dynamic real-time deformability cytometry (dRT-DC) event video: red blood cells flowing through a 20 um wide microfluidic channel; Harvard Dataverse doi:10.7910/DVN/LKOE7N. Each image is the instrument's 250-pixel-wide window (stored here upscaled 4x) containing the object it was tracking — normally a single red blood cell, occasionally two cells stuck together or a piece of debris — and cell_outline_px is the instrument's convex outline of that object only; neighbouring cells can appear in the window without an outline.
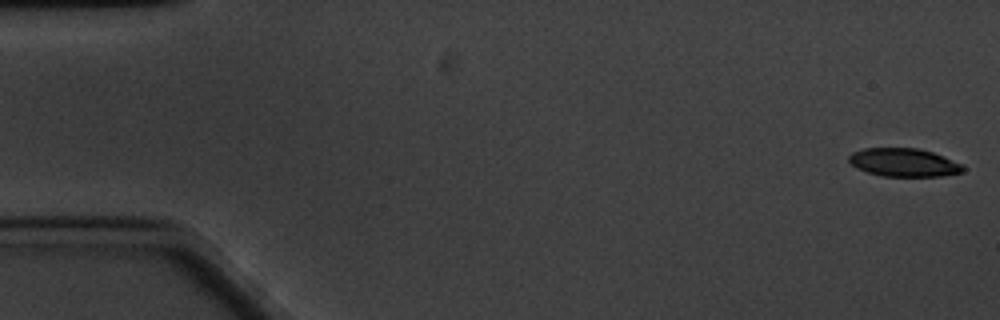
{"species": "common noctule bat (a hibernating species)", "species_latin": "Nyctalus noctula", "temperature_condition": "cold", "stored_images_in_passage": 61, "camera_frame_rate_fps": 3000, "um_per_image_px": 0.085, "animal": {"sex": "male", "body_mass_g": 20.1, "forearm_length_mm": 53.5}, "frame": {"image": 1, "passage_image": 1, "time_ms": 0.0, "image_size_px": [1000, 320], "cell_outline_px": [[968, 168], [964, 172], [940, 176], [880, 176], [856, 168], [848, 160], [848, 156], [852, 152], [864, 148], [916, 148], [932, 152], [944, 156]], "centroid_in_image_um": [76.82, 13.81], "position_along_channel_um": 8.2, "area_um2": 18.84}}
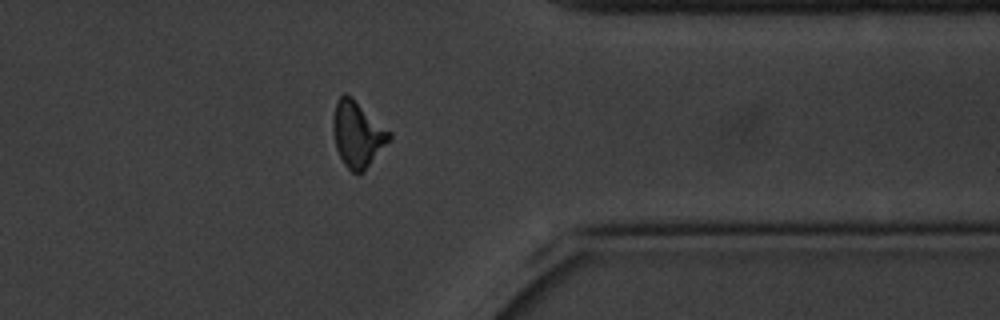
{"frame": {"image": 2, "passage_image": 48, "time_ms": 15.667, "image_size_px": [1000, 320], "cell_outline_px": [[392, 136], [364, 172], [352, 172], [344, 164], [336, 148], [332, 128], [332, 120], [336, 100], [344, 92], [352, 96], [392, 132]], "centroid_in_image_um": [30.38, 11.36], "position_along_channel_um": 381.0, "area_um2": 21.68}}
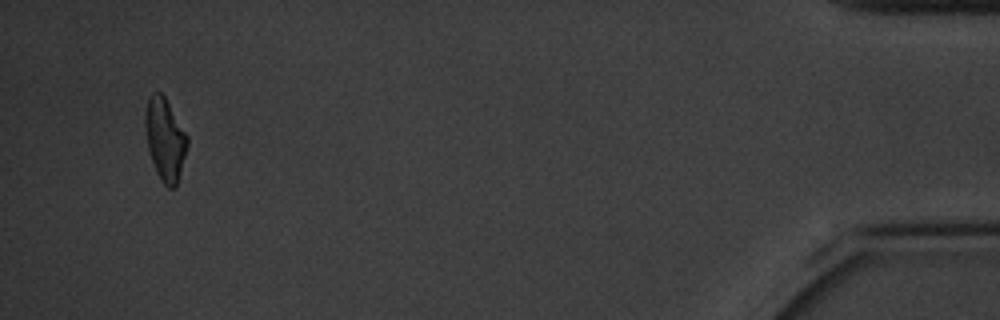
{"frame": {"image": 3, "passage_image": 58, "time_ms": 19.0, "image_size_px": [1000, 320], "cell_outline_px": [[188, 144], [176, 188], [168, 188], [164, 184], [156, 172], [148, 148], [144, 124], [144, 116], [148, 100], [152, 92], [160, 92], [164, 96], [188, 136]], "centroid_in_image_um": [14.02, 11.85], "position_along_channel_um": 421.2, "area_um2": 20.06}, "authors_computed_cell_mechanics": {"area_um2": 20.6924, "velocity_mm_per_s": 3.2719, "shape_relaxation_time_tau1_ms": 2.9955, "shape_relaxation_time_tau2_ms": 5.4905, "deformation_change_tau1": 0.1456, "deformation_change_tau2": 0.1379}}